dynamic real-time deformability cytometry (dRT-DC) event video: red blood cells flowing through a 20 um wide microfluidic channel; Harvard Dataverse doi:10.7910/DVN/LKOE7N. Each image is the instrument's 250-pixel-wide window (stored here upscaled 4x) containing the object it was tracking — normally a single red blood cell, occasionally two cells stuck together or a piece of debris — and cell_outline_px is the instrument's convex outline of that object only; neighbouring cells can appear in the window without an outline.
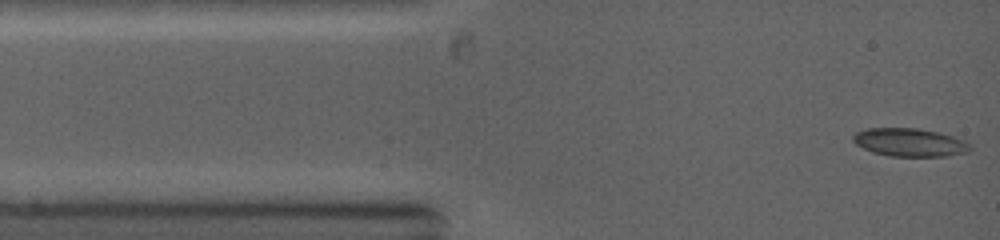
{"species": "common noctule bat (a hibernating species)", "species_latin": "Nyctalus noctula", "temperature_condition": "warm", "stored_images_in_passage": 92, "camera_frame_rate_fps": 5000, "um_per_image_px": 0.085, "animal": {"sex": "female", "body_mass_g": 19.0, "forearm_length_mm": 53.3}, "frame": {"image": 1, "passage_image": 1, "time_ms": 0.0, "image_size_px": [1000, 240], "cell_outline_px": [[972, 148], [968, 152], [948, 156], [888, 156], [872, 152], [856, 144], [852, 140], [852, 136], [856, 132], [868, 128], [916, 128], [936, 132], [952, 136], [968, 144]], "centroid_in_image_um": [77.28, 12.11], "position_along_channel_um": 7.7, "area_um2": 19.02}}
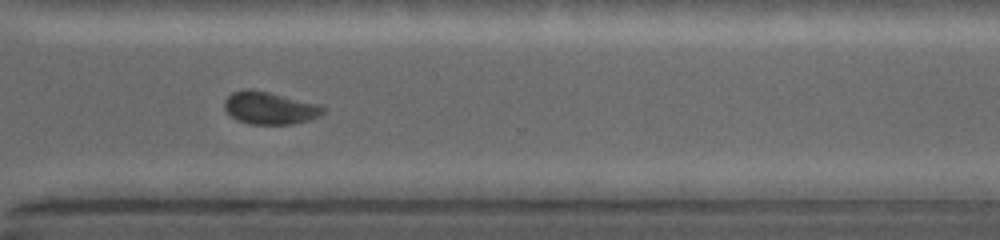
{"frame": {"image": 2, "passage_image": 75, "time_ms": 8.8, "image_size_px": [1000, 240], "cell_outline_px": [[328, 108], [320, 116], [308, 120], [292, 124], [252, 124], [236, 120], [224, 108], [224, 100], [232, 92], [244, 88], [252, 88], [320, 104]], "centroid_in_image_um": [22.94, 9.16], "position_along_channel_um": 347.7, "area_um2": 18.9}}
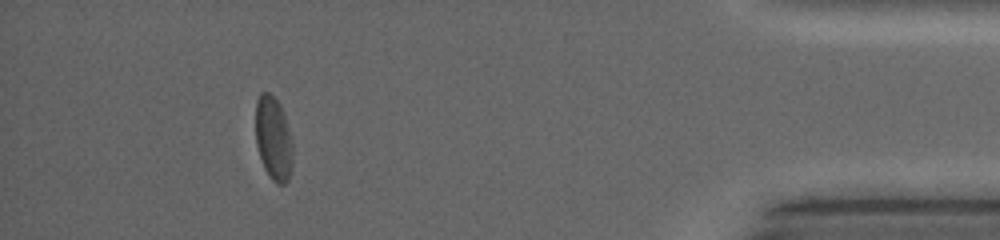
{"frame": {"image": 3, "passage_image": 88, "time_ms": 11.6, "image_size_px": [1000, 240], "cell_outline_px": [[292, 164], [288, 180], [284, 184], [276, 184], [268, 176], [264, 168], [256, 144], [256, 100], [260, 92], [268, 92], [280, 104], [284, 116], [292, 144]], "centroid_in_image_um": [23.22, 11.79], "position_along_channel_um": 412.0, "area_um2": 17.98}}